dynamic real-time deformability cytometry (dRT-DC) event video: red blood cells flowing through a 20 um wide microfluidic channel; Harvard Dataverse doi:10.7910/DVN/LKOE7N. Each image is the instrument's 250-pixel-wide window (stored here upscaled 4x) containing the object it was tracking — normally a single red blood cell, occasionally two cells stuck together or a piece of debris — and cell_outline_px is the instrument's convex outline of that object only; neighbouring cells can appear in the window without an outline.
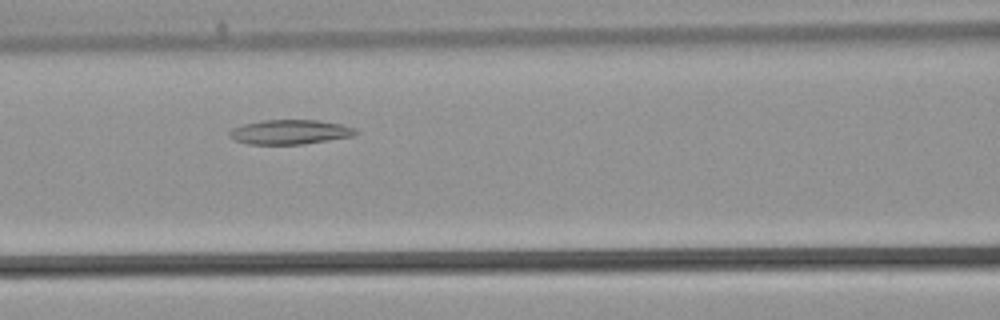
{"species": "common noctule bat (a hibernating species)", "species_latin": "Nyctalus noctula", "temperature_condition": "warm", "stored_images_in_passage": 32, "camera_frame_rate_fps": 3000, "um_per_image_px": 0.085, "animal": {"sex": "male", "body_mass_g": 21.5, "forearm_length_mm": 52.0}, "frame": {"image": 1, "passage_image": 9, "time_ms": 2.667, "image_size_px": [1000, 320], "cell_outline_px": [[360, 132], [352, 136], [304, 144], [248, 144], [236, 140], [228, 136], [228, 132], [232, 128], [244, 124], [260, 120], [320, 120], [340, 124], [356, 128]], "centroid_in_image_um": [24.65, 11.21], "position_along_channel_um": 142.0, "area_um2": 18.09}}
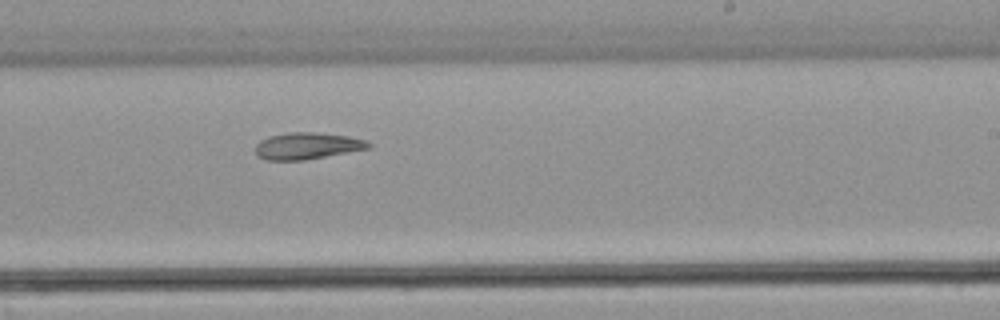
{"frame": {"image": 2, "passage_image": 16, "time_ms": 5.0, "image_size_px": [1000, 320], "cell_outline_px": [[372, 148], [304, 160], [268, 160], [256, 156], [256, 144], [260, 140], [268, 136], [288, 132], [312, 132], [348, 136], [364, 140], [372, 144]], "centroid_in_image_um": [26.1, 12.4], "position_along_channel_um": 262.9, "area_um2": 17.63}}
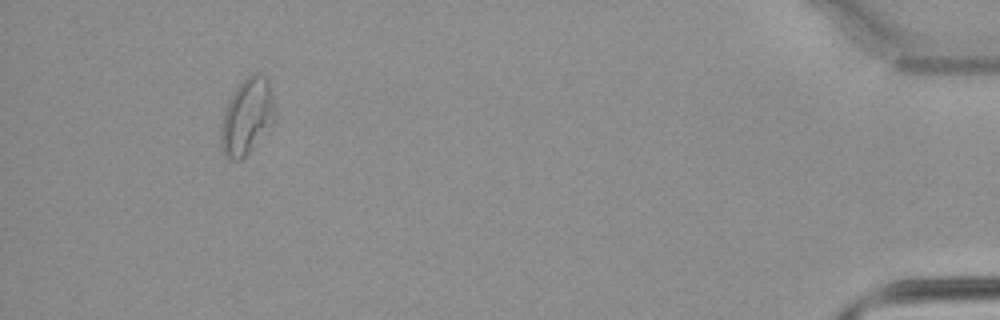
{"frame": {"image": 3, "passage_image": 29, "time_ms": 9.333, "image_size_px": [1000, 320], "cell_outline_px": [[276, 120], [256, 144], [240, 160], [232, 160], [224, 156], [220, 140], [220, 128], [224, 108], [228, 100], [236, 88], [252, 72], [256, 72], [264, 76], [268, 80], [276, 112]], "centroid_in_image_um": [20.99, 9.91], "position_along_channel_um": 414.2, "area_um2": 24.04}}